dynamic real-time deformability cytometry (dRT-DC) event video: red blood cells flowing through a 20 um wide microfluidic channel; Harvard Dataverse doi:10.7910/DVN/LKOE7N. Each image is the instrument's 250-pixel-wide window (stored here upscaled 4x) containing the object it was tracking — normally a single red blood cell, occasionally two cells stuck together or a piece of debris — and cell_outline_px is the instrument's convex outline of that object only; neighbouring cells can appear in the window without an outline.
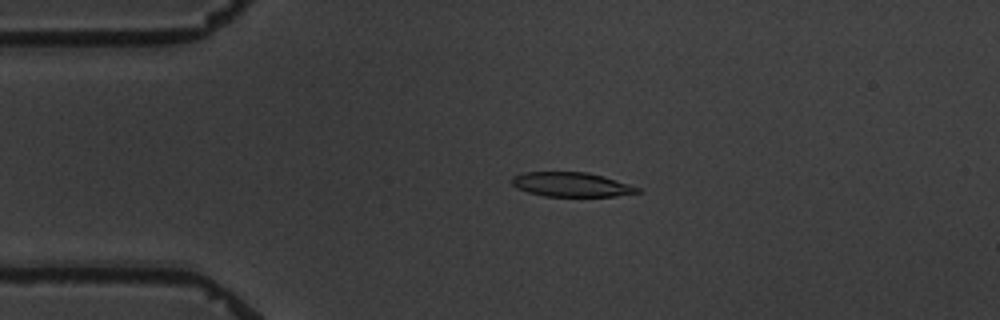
{"species": "common noctule bat (a hibernating species)", "species_latin": "Nyctalus noctula", "temperature_condition": "warm", "stored_images_in_passage": 4, "camera_frame_rate_fps": 3000, "um_per_image_px": 0.085, "animal": {"sex": "male", "body_mass_g": 19.5, "forearm_length_mm": 54.6}, "frame": {"image": 1, "passage_image": 3, "time_ms": 2.667, "image_size_px": [1000, 320], "cell_outline_px": [[644, 192], [616, 196], [544, 196], [528, 192], [516, 188], [512, 184], [512, 176], [524, 172], [588, 172], [604, 176], [640, 188]], "centroid_in_image_um": [48.58, 15.68], "position_along_channel_um": 36.4, "area_um2": 17.92}}
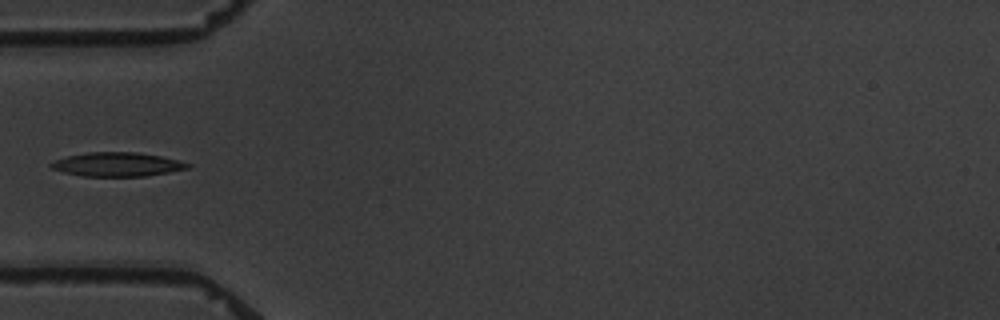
{"frame": {"image": 2, "passage_image": 4, "time_ms": 4.667, "image_size_px": [1000, 320], "cell_outline_px": [[192, 164], [188, 168], [148, 176], [84, 176], [64, 172], [52, 168], [48, 164], [56, 160], [68, 156], [88, 152], [136, 152], [160, 156], [180, 160]], "centroid_in_image_um": [9.99, 13.97], "position_along_channel_um": 75.0, "area_um2": 18.96}}